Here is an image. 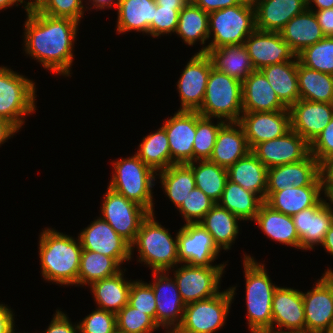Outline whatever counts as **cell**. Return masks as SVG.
<instances>
[{
    "label": "cell",
    "instance_id": "6da1fadb",
    "mask_svg": "<svg viewBox=\"0 0 333 333\" xmlns=\"http://www.w3.org/2000/svg\"><path fill=\"white\" fill-rule=\"evenodd\" d=\"M25 7L24 46L26 54L38 60L53 73L70 76L73 45L78 31L77 22L70 18L52 17Z\"/></svg>",
    "mask_w": 333,
    "mask_h": 333
},
{
    "label": "cell",
    "instance_id": "7a4b0ae2",
    "mask_svg": "<svg viewBox=\"0 0 333 333\" xmlns=\"http://www.w3.org/2000/svg\"><path fill=\"white\" fill-rule=\"evenodd\" d=\"M41 273L46 281L60 285H78L82 246L80 239L45 228L40 234Z\"/></svg>",
    "mask_w": 333,
    "mask_h": 333
},
{
    "label": "cell",
    "instance_id": "3957f363",
    "mask_svg": "<svg viewBox=\"0 0 333 333\" xmlns=\"http://www.w3.org/2000/svg\"><path fill=\"white\" fill-rule=\"evenodd\" d=\"M246 305L251 333H272V298L277 286L271 282L265 265L244 255Z\"/></svg>",
    "mask_w": 333,
    "mask_h": 333
},
{
    "label": "cell",
    "instance_id": "277c9868",
    "mask_svg": "<svg viewBox=\"0 0 333 333\" xmlns=\"http://www.w3.org/2000/svg\"><path fill=\"white\" fill-rule=\"evenodd\" d=\"M138 249L139 262H144L152 271H170L179 263L178 239L171 237L168 229L159 224L154 213L142 221L135 241L131 244V255L133 249Z\"/></svg>",
    "mask_w": 333,
    "mask_h": 333
},
{
    "label": "cell",
    "instance_id": "5b68a950",
    "mask_svg": "<svg viewBox=\"0 0 333 333\" xmlns=\"http://www.w3.org/2000/svg\"><path fill=\"white\" fill-rule=\"evenodd\" d=\"M209 38L213 40L197 53H209L212 49L227 45L243 44L256 29L255 9L252 0L209 13Z\"/></svg>",
    "mask_w": 333,
    "mask_h": 333
},
{
    "label": "cell",
    "instance_id": "8992f818",
    "mask_svg": "<svg viewBox=\"0 0 333 333\" xmlns=\"http://www.w3.org/2000/svg\"><path fill=\"white\" fill-rule=\"evenodd\" d=\"M114 173L109 188L137 203L149 213L154 212L152 188L157 174L136 154L113 163Z\"/></svg>",
    "mask_w": 333,
    "mask_h": 333
},
{
    "label": "cell",
    "instance_id": "52a82bcc",
    "mask_svg": "<svg viewBox=\"0 0 333 333\" xmlns=\"http://www.w3.org/2000/svg\"><path fill=\"white\" fill-rule=\"evenodd\" d=\"M197 112L204 117L238 122L243 113L242 82L212 67L204 101Z\"/></svg>",
    "mask_w": 333,
    "mask_h": 333
},
{
    "label": "cell",
    "instance_id": "ba28073f",
    "mask_svg": "<svg viewBox=\"0 0 333 333\" xmlns=\"http://www.w3.org/2000/svg\"><path fill=\"white\" fill-rule=\"evenodd\" d=\"M35 83L0 66V117L9 121L17 130L24 123V116L36 110Z\"/></svg>",
    "mask_w": 333,
    "mask_h": 333
},
{
    "label": "cell",
    "instance_id": "9c48e42d",
    "mask_svg": "<svg viewBox=\"0 0 333 333\" xmlns=\"http://www.w3.org/2000/svg\"><path fill=\"white\" fill-rule=\"evenodd\" d=\"M236 287L214 297L185 305L183 320L176 333H214L224 326Z\"/></svg>",
    "mask_w": 333,
    "mask_h": 333
},
{
    "label": "cell",
    "instance_id": "30bf717a",
    "mask_svg": "<svg viewBox=\"0 0 333 333\" xmlns=\"http://www.w3.org/2000/svg\"><path fill=\"white\" fill-rule=\"evenodd\" d=\"M225 265L227 264L203 267L183 264L174 270V280L185 305L219 294V284Z\"/></svg>",
    "mask_w": 333,
    "mask_h": 333
},
{
    "label": "cell",
    "instance_id": "8fae6325",
    "mask_svg": "<svg viewBox=\"0 0 333 333\" xmlns=\"http://www.w3.org/2000/svg\"><path fill=\"white\" fill-rule=\"evenodd\" d=\"M105 220L130 245L135 241L142 221L149 212L123 195L107 188L101 207Z\"/></svg>",
    "mask_w": 333,
    "mask_h": 333
},
{
    "label": "cell",
    "instance_id": "7c38bea8",
    "mask_svg": "<svg viewBox=\"0 0 333 333\" xmlns=\"http://www.w3.org/2000/svg\"><path fill=\"white\" fill-rule=\"evenodd\" d=\"M305 331L318 333L333 329V271L327 269L315 287L302 292Z\"/></svg>",
    "mask_w": 333,
    "mask_h": 333
},
{
    "label": "cell",
    "instance_id": "4fadbf2b",
    "mask_svg": "<svg viewBox=\"0 0 333 333\" xmlns=\"http://www.w3.org/2000/svg\"><path fill=\"white\" fill-rule=\"evenodd\" d=\"M179 264L211 267L220 249L200 223L184 224L177 232Z\"/></svg>",
    "mask_w": 333,
    "mask_h": 333
},
{
    "label": "cell",
    "instance_id": "5bb4252c",
    "mask_svg": "<svg viewBox=\"0 0 333 333\" xmlns=\"http://www.w3.org/2000/svg\"><path fill=\"white\" fill-rule=\"evenodd\" d=\"M212 67L207 53H195L191 57L177 83L181 99L179 111H198L201 108Z\"/></svg>",
    "mask_w": 333,
    "mask_h": 333
},
{
    "label": "cell",
    "instance_id": "9a60e30c",
    "mask_svg": "<svg viewBox=\"0 0 333 333\" xmlns=\"http://www.w3.org/2000/svg\"><path fill=\"white\" fill-rule=\"evenodd\" d=\"M152 276L154 282L149 284L155 295L156 324L167 329L166 332H175L182 323L185 303L174 278L171 279L167 271H153Z\"/></svg>",
    "mask_w": 333,
    "mask_h": 333
},
{
    "label": "cell",
    "instance_id": "2e32d148",
    "mask_svg": "<svg viewBox=\"0 0 333 333\" xmlns=\"http://www.w3.org/2000/svg\"><path fill=\"white\" fill-rule=\"evenodd\" d=\"M202 115L197 111H177L162 127L168 136L171 165L193 162L196 122Z\"/></svg>",
    "mask_w": 333,
    "mask_h": 333
},
{
    "label": "cell",
    "instance_id": "e0dca14e",
    "mask_svg": "<svg viewBox=\"0 0 333 333\" xmlns=\"http://www.w3.org/2000/svg\"><path fill=\"white\" fill-rule=\"evenodd\" d=\"M82 250H90L114 258L120 265L131 259V245L101 217L80 234Z\"/></svg>",
    "mask_w": 333,
    "mask_h": 333
},
{
    "label": "cell",
    "instance_id": "ac0fdd59",
    "mask_svg": "<svg viewBox=\"0 0 333 333\" xmlns=\"http://www.w3.org/2000/svg\"><path fill=\"white\" fill-rule=\"evenodd\" d=\"M238 123L242 126L248 146L279 138L291 130L289 110L272 112H243Z\"/></svg>",
    "mask_w": 333,
    "mask_h": 333
},
{
    "label": "cell",
    "instance_id": "d6986e66",
    "mask_svg": "<svg viewBox=\"0 0 333 333\" xmlns=\"http://www.w3.org/2000/svg\"><path fill=\"white\" fill-rule=\"evenodd\" d=\"M292 186H322L320 163L311 154L301 161L268 169L266 193H275Z\"/></svg>",
    "mask_w": 333,
    "mask_h": 333
},
{
    "label": "cell",
    "instance_id": "ffe728a7",
    "mask_svg": "<svg viewBox=\"0 0 333 333\" xmlns=\"http://www.w3.org/2000/svg\"><path fill=\"white\" fill-rule=\"evenodd\" d=\"M251 152L269 169L305 159L310 144L291 129L279 138L257 144Z\"/></svg>",
    "mask_w": 333,
    "mask_h": 333
},
{
    "label": "cell",
    "instance_id": "44dd1931",
    "mask_svg": "<svg viewBox=\"0 0 333 333\" xmlns=\"http://www.w3.org/2000/svg\"><path fill=\"white\" fill-rule=\"evenodd\" d=\"M244 45L255 70L263 67L292 61L296 54L283 40L279 32L255 29L245 40Z\"/></svg>",
    "mask_w": 333,
    "mask_h": 333
},
{
    "label": "cell",
    "instance_id": "7402d4cb",
    "mask_svg": "<svg viewBox=\"0 0 333 333\" xmlns=\"http://www.w3.org/2000/svg\"><path fill=\"white\" fill-rule=\"evenodd\" d=\"M292 218L299 236L300 249L304 250L322 244L325 234L333 225V211L323 198L315 206L300 211Z\"/></svg>",
    "mask_w": 333,
    "mask_h": 333
},
{
    "label": "cell",
    "instance_id": "603a6c76",
    "mask_svg": "<svg viewBox=\"0 0 333 333\" xmlns=\"http://www.w3.org/2000/svg\"><path fill=\"white\" fill-rule=\"evenodd\" d=\"M283 327L289 332L305 331L302 291L277 286L272 298V333H283Z\"/></svg>",
    "mask_w": 333,
    "mask_h": 333
},
{
    "label": "cell",
    "instance_id": "cb8c5ba5",
    "mask_svg": "<svg viewBox=\"0 0 333 333\" xmlns=\"http://www.w3.org/2000/svg\"><path fill=\"white\" fill-rule=\"evenodd\" d=\"M291 129L311 144L333 117V103L299 99L290 108Z\"/></svg>",
    "mask_w": 333,
    "mask_h": 333
},
{
    "label": "cell",
    "instance_id": "d4e9b609",
    "mask_svg": "<svg viewBox=\"0 0 333 333\" xmlns=\"http://www.w3.org/2000/svg\"><path fill=\"white\" fill-rule=\"evenodd\" d=\"M257 30L280 32L294 16L307 9V0H252Z\"/></svg>",
    "mask_w": 333,
    "mask_h": 333
},
{
    "label": "cell",
    "instance_id": "484cf974",
    "mask_svg": "<svg viewBox=\"0 0 333 333\" xmlns=\"http://www.w3.org/2000/svg\"><path fill=\"white\" fill-rule=\"evenodd\" d=\"M243 112H272L289 110L277 97L267 78L254 70L242 82Z\"/></svg>",
    "mask_w": 333,
    "mask_h": 333
},
{
    "label": "cell",
    "instance_id": "4316f807",
    "mask_svg": "<svg viewBox=\"0 0 333 333\" xmlns=\"http://www.w3.org/2000/svg\"><path fill=\"white\" fill-rule=\"evenodd\" d=\"M250 151L242 126L238 122H226L217 134L209 161L228 168Z\"/></svg>",
    "mask_w": 333,
    "mask_h": 333
},
{
    "label": "cell",
    "instance_id": "83f0119b",
    "mask_svg": "<svg viewBox=\"0 0 333 333\" xmlns=\"http://www.w3.org/2000/svg\"><path fill=\"white\" fill-rule=\"evenodd\" d=\"M279 33L296 55L325 37L314 11L309 9L290 19Z\"/></svg>",
    "mask_w": 333,
    "mask_h": 333
},
{
    "label": "cell",
    "instance_id": "f1b7e54d",
    "mask_svg": "<svg viewBox=\"0 0 333 333\" xmlns=\"http://www.w3.org/2000/svg\"><path fill=\"white\" fill-rule=\"evenodd\" d=\"M320 192L323 193L322 186H292L275 193H266L264 202L276 211L293 216L315 206L322 199Z\"/></svg>",
    "mask_w": 333,
    "mask_h": 333
},
{
    "label": "cell",
    "instance_id": "f546056e",
    "mask_svg": "<svg viewBox=\"0 0 333 333\" xmlns=\"http://www.w3.org/2000/svg\"><path fill=\"white\" fill-rule=\"evenodd\" d=\"M268 168L250 151L227 168L228 180L257 194L265 201Z\"/></svg>",
    "mask_w": 333,
    "mask_h": 333
},
{
    "label": "cell",
    "instance_id": "4dcf8cb0",
    "mask_svg": "<svg viewBox=\"0 0 333 333\" xmlns=\"http://www.w3.org/2000/svg\"><path fill=\"white\" fill-rule=\"evenodd\" d=\"M254 221L272 240L300 249L299 236L292 216L276 211L263 202Z\"/></svg>",
    "mask_w": 333,
    "mask_h": 333
},
{
    "label": "cell",
    "instance_id": "1f68e13d",
    "mask_svg": "<svg viewBox=\"0 0 333 333\" xmlns=\"http://www.w3.org/2000/svg\"><path fill=\"white\" fill-rule=\"evenodd\" d=\"M294 59L260 69L277 97L287 108H290L300 99L297 79V56Z\"/></svg>",
    "mask_w": 333,
    "mask_h": 333
},
{
    "label": "cell",
    "instance_id": "d6a6232c",
    "mask_svg": "<svg viewBox=\"0 0 333 333\" xmlns=\"http://www.w3.org/2000/svg\"><path fill=\"white\" fill-rule=\"evenodd\" d=\"M155 8V0H119L116 31L124 33L136 30L150 34Z\"/></svg>",
    "mask_w": 333,
    "mask_h": 333
},
{
    "label": "cell",
    "instance_id": "836d02e7",
    "mask_svg": "<svg viewBox=\"0 0 333 333\" xmlns=\"http://www.w3.org/2000/svg\"><path fill=\"white\" fill-rule=\"evenodd\" d=\"M123 270L117 275L96 281L90 285L97 308L117 314L128 304L132 282L124 278Z\"/></svg>",
    "mask_w": 333,
    "mask_h": 333
},
{
    "label": "cell",
    "instance_id": "e575fe53",
    "mask_svg": "<svg viewBox=\"0 0 333 333\" xmlns=\"http://www.w3.org/2000/svg\"><path fill=\"white\" fill-rule=\"evenodd\" d=\"M239 217L216 203L199 222L222 250H229L239 234Z\"/></svg>",
    "mask_w": 333,
    "mask_h": 333
},
{
    "label": "cell",
    "instance_id": "d590c367",
    "mask_svg": "<svg viewBox=\"0 0 333 333\" xmlns=\"http://www.w3.org/2000/svg\"><path fill=\"white\" fill-rule=\"evenodd\" d=\"M208 55L214 68L241 82L255 70L244 43L215 48Z\"/></svg>",
    "mask_w": 333,
    "mask_h": 333
},
{
    "label": "cell",
    "instance_id": "8d00e7d4",
    "mask_svg": "<svg viewBox=\"0 0 333 333\" xmlns=\"http://www.w3.org/2000/svg\"><path fill=\"white\" fill-rule=\"evenodd\" d=\"M297 79L300 99L333 103V75L308 68L297 58Z\"/></svg>",
    "mask_w": 333,
    "mask_h": 333
},
{
    "label": "cell",
    "instance_id": "74e56055",
    "mask_svg": "<svg viewBox=\"0 0 333 333\" xmlns=\"http://www.w3.org/2000/svg\"><path fill=\"white\" fill-rule=\"evenodd\" d=\"M263 202L257 194L227 180L218 204L243 221H253Z\"/></svg>",
    "mask_w": 333,
    "mask_h": 333
},
{
    "label": "cell",
    "instance_id": "f35d334b",
    "mask_svg": "<svg viewBox=\"0 0 333 333\" xmlns=\"http://www.w3.org/2000/svg\"><path fill=\"white\" fill-rule=\"evenodd\" d=\"M209 13L194 5L190 0L179 12L176 34L189 46L196 41L204 44L209 39Z\"/></svg>",
    "mask_w": 333,
    "mask_h": 333
},
{
    "label": "cell",
    "instance_id": "ab89813d",
    "mask_svg": "<svg viewBox=\"0 0 333 333\" xmlns=\"http://www.w3.org/2000/svg\"><path fill=\"white\" fill-rule=\"evenodd\" d=\"M156 175L159 176L167 197L177 208L196 187L192 168L188 164H172Z\"/></svg>",
    "mask_w": 333,
    "mask_h": 333
},
{
    "label": "cell",
    "instance_id": "60d3db41",
    "mask_svg": "<svg viewBox=\"0 0 333 333\" xmlns=\"http://www.w3.org/2000/svg\"><path fill=\"white\" fill-rule=\"evenodd\" d=\"M188 165L192 168L196 187L218 203L228 180L227 168L209 160H197Z\"/></svg>",
    "mask_w": 333,
    "mask_h": 333
},
{
    "label": "cell",
    "instance_id": "b9f144b4",
    "mask_svg": "<svg viewBox=\"0 0 333 333\" xmlns=\"http://www.w3.org/2000/svg\"><path fill=\"white\" fill-rule=\"evenodd\" d=\"M121 265L112 257L90 250H82L78 273V285L92 283L117 275Z\"/></svg>",
    "mask_w": 333,
    "mask_h": 333
},
{
    "label": "cell",
    "instance_id": "7bdbcfd3",
    "mask_svg": "<svg viewBox=\"0 0 333 333\" xmlns=\"http://www.w3.org/2000/svg\"><path fill=\"white\" fill-rule=\"evenodd\" d=\"M148 167L156 173L171 166V154L168 136L163 127L143 137L135 153Z\"/></svg>",
    "mask_w": 333,
    "mask_h": 333
},
{
    "label": "cell",
    "instance_id": "ee69618b",
    "mask_svg": "<svg viewBox=\"0 0 333 333\" xmlns=\"http://www.w3.org/2000/svg\"><path fill=\"white\" fill-rule=\"evenodd\" d=\"M296 56L302 65L333 75V37H324Z\"/></svg>",
    "mask_w": 333,
    "mask_h": 333
},
{
    "label": "cell",
    "instance_id": "f6af8a7d",
    "mask_svg": "<svg viewBox=\"0 0 333 333\" xmlns=\"http://www.w3.org/2000/svg\"><path fill=\"white\" fill-rule=\"evenodd\" d=\"M212 118L201 116L196 122V135L193 143V161L209 160L212 155L220 128L226 123L220 120L215 125Z\"/></svg>",
    "mask_w": 333,
    "mask_h": 333
},
{
    "label": "cell",
    "instance_id": "bcb514c9",
    "mask_svg": "<svg viewBox=\"0 0 333 333\" xmlns=\"http://www.w3.org/2000/svg\"><path fill=\"white\" fill-rule=\"evenodd\" d=\"M83 0H34L30 8L52 17L70 18L77 22L83 18Z\"/></svg>",
    "mask_w": 333,
    "mask_h": 333
},
{
    "label": "cell",
    "instance_id": "7dc6e473",
    "mask_svg": "<svg viewBox=\"0 0 333 333\" xmlns=\"http://www.w3.org/2000/svg\"><path fill=\"white\" fill-rule=\"evenodd\" d=\"M116 324L117 328L125 333H152L159 328L149 315L129 304L116 314Z\"/></svg>",
    "mask_w": 333,
    "mask_h": 333
},
{
    "label": "cell",
    "instance_id": "c3c4849f",
    "mask_svg": "<svg viewBox=\"0 0 333 333\" xmlns=\"http://www.w3.org/2000/svg\"><path fill=\"white\" fill-rule=\"evenodd\" d=\"M215 204L203 191L195 187L177 209L184 216L186 224L199 223Z\"/></svg>",
    "mask_w": 333,
    "mask_h": 333
},
{
    "label": "cell",
    "instance_id": "681fc988",
    "mask_svg": "<svg viewBox=\"0 0 333 333\" xmlns=\"http://www.w3.org/2000/svg\"><path fill=\"white\" fill-rule=\"evenodd\" d=\"M128 304L149 315L156 322V301L150 284L132 281Z\"/></svg>",
    "mask_w": 333,
    "mask_h": 333
},
{
    "label": "cell",
    "instance_id": "f907efd6",
    "mask_svg": "<svg viewBox=\"0 0 333 333\" xmlns=\"http://www.w3.org/2000/svg\"><path fill=\"white\" fill-rule=\"evenodd\" d=\"M80 333H111L116 327V314L95 309L78 323Z\"/></svg>",
    "mask_w": 333,
    "mask_h": 333
},
{
    "label": "cell",
    "instance_id": "816d5d0a",
    "mask_svg": "<svg viewBox=\"0 0 333 333\" xmlns=\"http://www.w3.org/2000/svg\"><path fill=\"white\" fill-rule=\"evenodd\" d=\"M183 7H162L156 5L153 22L150 24V35L158 37L176 32L179 12Z\"/></svg>",
    "mask_w": 333,
    "mask_h": 333
},
{
    "label": "cell",
    "instance_id": "f5cc1de1",
    "mask_svg": "<svg viewBox=\"0 0 333 333\" xmlns=\"http://www.w3.org/2000/svg\"><path fill=\"white\" fill-rule=\"evenodd\" d=\"M310 154L319 163L333 157V117L324 130L310 144Z\"/></svg>",
    "mask_w": 333,
    "mask_h": 333
},
{
    "label": "cell",
    "instance_id": "db71d44e",
    "mask_svg": "<svg viewBox=\"0 0 333 333\" xmlns=\"http://www.w3.org/2000/svg\"><path fill=\"white\" fill-rule=\"evenodd\" d=\"M67 314L56 310V313L44 333H80L78 323L73 325Z\"/></svg>",
    "mask_w": 333,
    "mask_h": 333
},
{
    "label": "cell",
    "instance_id": "11a10c76",
    "mask_svg": "<svg viewBox=\"0 0 333 333\" xmlns=\"http://www.w3.org/2000/svg\"><path fill=\"white\" fill-rule=\"evenodd\" d=\"M194 5L200 7L207 13L220 9L233 7L240 4L243 0H190Z\"/></svg>",
    "mask_w": 333,
    "mask_h": 333
},
{
    "label": "cell",
    "instance_id": "9f6ffc18",
    "mask_svg": "<svg viewBox=\"0 0 333 333\" xmlns=\"http://www.w3.org/2000/svg\"><path fill=\"white\" fill-rule=\"evenodd\" d=\"M307 9L314 11L325 37H333V8L324 10H313V8Z\"/></svg>",
    "mask_w": 333,
    "mask_h": 333
},
{
    "label": "cell",
    "instance_id": "6f0895ef",
    "mask_svg": "<svg viewBox=\"0 0 333 333\" xmlns=\"http://www.w3.org/2000/svg\"><path fill=\"white\" fill-rule=\"evenodd\" d=\"M320 179L322 188H333V157L320 163Z\"/></svg>",
    "mask_w": 333,
    "mask_h": 333
},
{
    "label": "cell",
    "instance_id": "680465c9",
    "mask_svg": "<svg viewBox=\"0 0 333 333\" xmlns=\"http://www.w3.org/2000/svg\"><path fill=\"white\" fill-rule=\"evenodd\" d=\"M14 314L8 306L0 304V333H11L14 330Z\"/></svg>",
    "mask_w": 333,
    "mask_h": 333
},
{
    "label": "cell",
    "instance_id": "91938a15",
    "mask_svg": "<svg viewBox=\"0 0 333 333\" xmlns=\"http://www.w3.org/2000/svg\"><path fill=\"white\" fill-rule=\"evenodd\" d=\"M18 130L6 119L0 117V146Z\"/></svg>",
    "mask_w": 333,
    "mask_h": 333
},
{
    "label": "cell",
    "instance_id": "94428289",
    "mask_svg": "<svg viewBox=\"0 0 333 333\" xmlns=\"http://www.w3.org/2000/svg\"><path fill=\"white\" fill-rule=\"evenodd\" d=\"M90 1L96 9L112 8L114 6L118 8L119 4V0H89V2Z\"/></svg>",
    "mask_w": 333,
    "mask_h": 333
},
{
    "label": "cell",
    "instance_id": "6125c7cd",
    "mask_svg": "<svg viewBox=\"0 0 333 333\" xmlns=\"http://www.w3.org/2000/svg\"><path fill=\"white\" fill-rule=\"evenodd\" d=\"M312 3H314L316 7V9L314 10H324V9L333 8V0H307V8L313 7L311 6Z\"/></svg>",
    "mask_w": 333,
    "mask_h": 333
},
{
    "label": "cell",
    "instance_id": "be15d7a7",
    "mask_svg": "<svg viewBox=\"0 0 333 333\" xmlns=\"http://www.w3.org/2000/svg\"><path fill=\"white\" fill-rule=\"evenodd\" d=\"M330 255H333V225L329 228L325 234L323 243L321 244Z\"/></svg>",
    "mask_w": 333,
    "mask_h": 333
},
{
    "label": "cell",
    "instance_id": "e7e4bbea",
    "mask_svg": "<svg viewBox=\"0 0 333 333\" xmlns=\"http://www.w3.org/2000/svg\"><path fill=\"white\" fill-rule=\"evenodd\" d=\"M189 0H155L156 5L162 7H184Z\"/></svg>",
    "mask_w": 333,
    "mask_h": 333
},
{
    "label": "cell",
    "instance_id": "03108f58",
    "mask_svg": "<svg viewBox=\"0 0 333 333\" xmlns=\"http://www.w3.org/2000/svg\"><path fill=\"white\" fill-rule=\"evenodd\" d=\"M18 2L22 4L23 2L26 3L24 0H0V10L9 8L10 6H14L15 3L18 6Z\"/></svg>",
    "mask_w": 333,
    "mask_h": 333
},
{
    "label": "cell",
    "instance_id": "003e7915",
    "mask_svg": "<svg viewBox=\"0 0 333 333\" xmlns=\"http://www.w3.org/2000/svg\"><path fill=\"white\" fill-rule=\"evenodd\" d=\"M324 191V197L328 198V200L331 202V204L328 202V205H332L333 204V188H322ZM332 211L333 208L331 207Z\"/></svg>",
    "mask_w": 333,
    "mask_h": 333
},
{
    "label": "cell",
    "instance_id": "a7ac6f4b",
    "mask_svg": "<svg viewBox=\"0 0 333 333\" xmlns=\"http://www.w3.org/2000/svg\"><path fill=\"white\" fill-rule=\"evenodd\" d=\"M283 333H315V332H309V331H296V332H289V331H284Z\"/></svg>",
    "mask_w": 333,
    "mask_h": 333
},
{
    "label": "cell",
    "instance_id": "89a4df30",
    "mask_svg": "<svg viewBox=\"0 0 333 333\" xmlns=\"http://www.w3.org/2000/svg\"><path fill=\"white\" fill-rule=\"evenodd\" d=\"M111 333H125L122 330H119L117 327Z\"/></svg>",
    "mask_w": 333,
    "mask_h": 333
},
{
    "label": "cell",
    "instance_id": "2644e50d",
    "mask_svg": "<svg viewBox=\"0 0 333 333\" xmlns=\"http://www.w3.org/2000/svg\"><path fill=\"white\" fill-rule=\"evenodd\" d=\"M318 333H333V329L323 330Z\"/></svg>",
    "mask_w": 333,
    "mask_h": 333
}]
</instances>
